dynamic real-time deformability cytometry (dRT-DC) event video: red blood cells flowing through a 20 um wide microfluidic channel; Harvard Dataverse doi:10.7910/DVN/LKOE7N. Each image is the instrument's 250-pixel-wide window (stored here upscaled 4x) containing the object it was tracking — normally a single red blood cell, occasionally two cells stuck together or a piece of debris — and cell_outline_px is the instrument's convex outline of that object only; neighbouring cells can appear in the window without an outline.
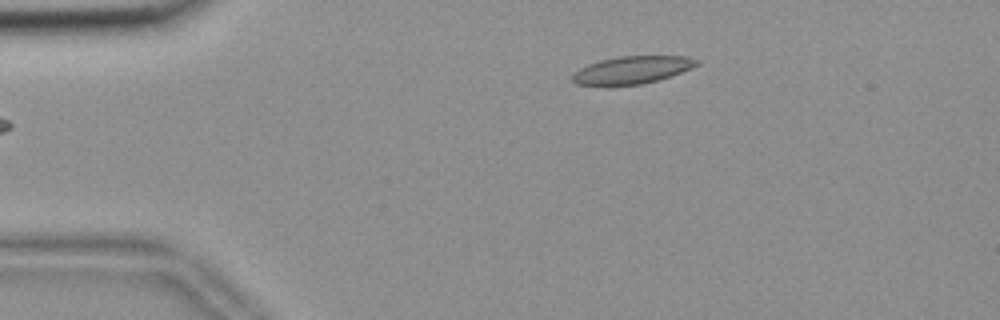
{"species": "common noctule bat (a hibernating species)", "species_latin": "Nyctalus noctula", "temperature_condition": "room temperature", "stored_images_in_passage": 46, "camera_frame_rate_fps": 3000, "um_per_image_px": 0.085, "animal": {"sex": "female", "body_mass_g": 18.4}, "frame": {"image": 1, "passage_image": 1, "time_ms": 0.0, "image_size_px": [1000, 320], "cell_outline_px": [[700, 64], [692, 68], [656, 80], [640, 84], [576, 84], [572, 80], [572, 76], [580, 68], [588, 64], [600, 60], [620, 56], [688, 56], [700, 60]], "centroid_in_image_um": [53.78, 5.91], "position_along_channel_um": 31.2, "area_um2": 19.48}}
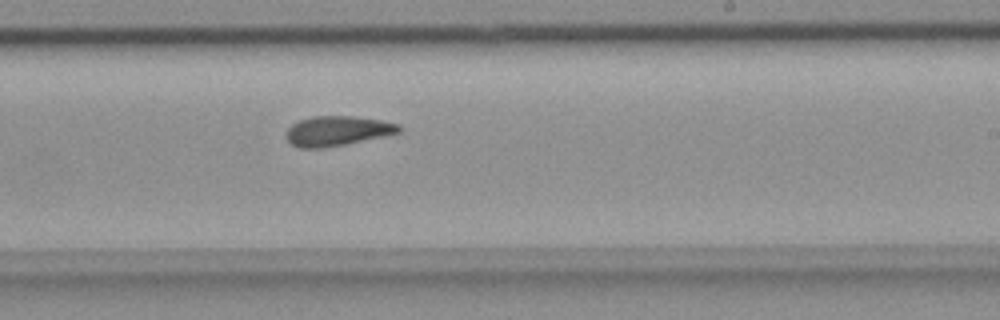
{"frame": {"image": 2, "passage_image": 24, "time_ms": 7.667, "image_size_px": [1000, 320], "cell_outline_px": [[404, 128], [400, 132], [384, 136], [324, 148], [300, 148], [292, 144], [288, 140], [288, 128], [292, 124], [300, 120], [312, 116], [352, 116], [384, 120], [400, 124]], "centroid_in_image_um": [28.73, 11.11], "position_along_channel_um": 260.3, "area_um2": 19.54}}
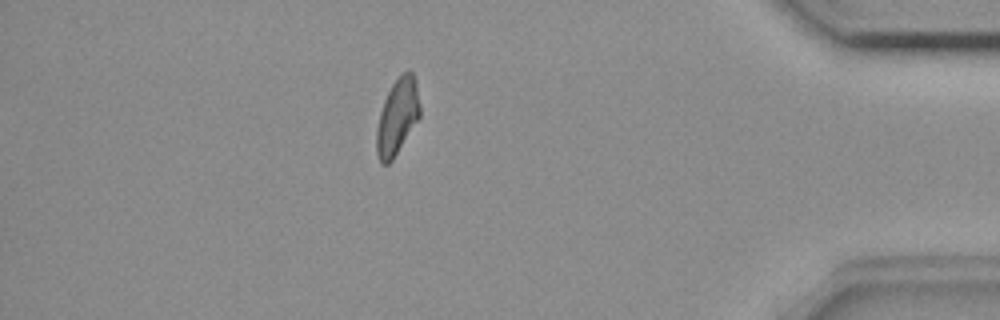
{"frame": {"image": 3, "passage_image": 39, "time_ms": 12.667, "image_size_px": [1000, 320], "cell_outline_px": [[420, 116], [392, 160], [388, 164], [380, 164], [376, 152], [376, 128], [380, 112], [384, 100], [392, 84], [408, 68], [412, 72], [416, 80], [420, 104]], "centroid_in_image_um": [33.77, 9.91], "position_along_channel_um": 401.4, "area_um2": 19.13}, "authors_computed_cell_mechanics": {"area_um2": 19.4786, "velocity_mm_per_s": 3.6406, "shape_relaxation_time_tau1_ms": null, "shape_relaxation_time_tau2_ms": 3.3193, "deformation_change_tau1": null, "deformation_change_tau2": 0.1016}}